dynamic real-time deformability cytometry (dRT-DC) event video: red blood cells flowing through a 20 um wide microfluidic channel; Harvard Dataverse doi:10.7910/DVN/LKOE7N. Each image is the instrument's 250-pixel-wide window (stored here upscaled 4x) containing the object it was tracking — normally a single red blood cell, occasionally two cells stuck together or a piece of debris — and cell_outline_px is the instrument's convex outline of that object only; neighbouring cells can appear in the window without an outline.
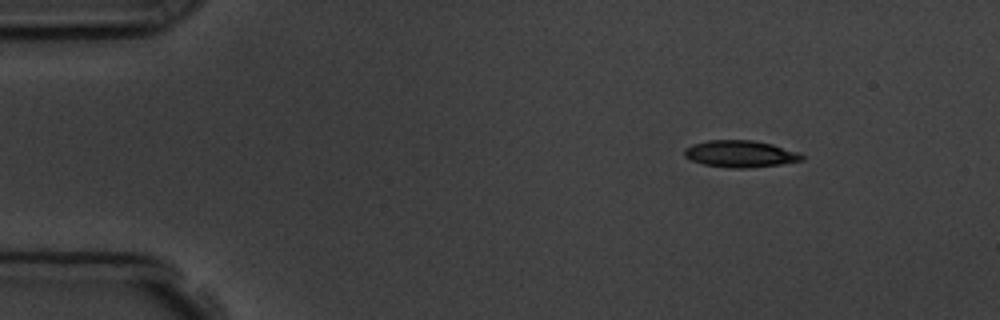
{"species": "common noctule bat (a hibernating species)", "species_latin": "Nyctalus noctula", "temperature_condition": "room temperature", "stored_images_in_passage": 4, "camera_frame_rate_fps": 3000, "um_per_image_px": 0.085, "animal": {"sex": "male", "body_mass_g": 19.5, "forearm_length_mm": 54.6}, "frame": {"image": 1, "passage_image": 2, "time_ms": 1.0, "image_size_px": [1000, 320], "cell_outline_px": [[804, 160], [780, 164], [744, 168], [732, 168], [704, 164], [692, 160], [684, 156], [684, 148], [692, 144], [708, 140], [752, 140], [772, 144], [800, 152], [804, 156]], "centroid_in_image_um": [62.94, 13.07], "position_along_channel_um": 22.1, "area_um2": 18.32}}